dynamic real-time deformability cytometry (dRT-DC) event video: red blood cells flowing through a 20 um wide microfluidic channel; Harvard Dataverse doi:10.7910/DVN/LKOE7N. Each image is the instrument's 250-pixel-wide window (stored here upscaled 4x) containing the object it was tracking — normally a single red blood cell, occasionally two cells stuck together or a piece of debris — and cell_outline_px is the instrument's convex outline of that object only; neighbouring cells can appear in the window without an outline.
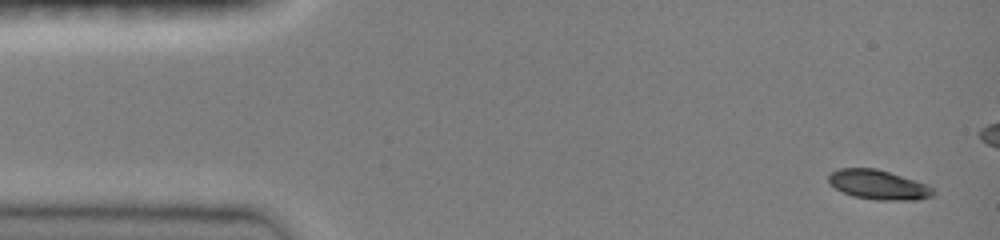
{"species": "common noctule bat (a hibernating species)", "species_latin": "Nyctalus noctula", "temperature_condition": "room temperature", "stored_images_in_passage": 8, "camera_frame_rate_fps": 3000, "um_per_image_px": 0.085, "animal": {"sex": "female", "body_mass_g": 19.0, "forearm_length_mm": 51.5}, "frame": {"image": 1, "passage_image": 1, "time_ms": 0.0, "image_size_px": [1000, 240], "cell_outline_px": [[936, 192], [932, 196], [916, 200], [876, 200], [852, 196], [828, 184], [828, 176], [832, 172], [840, 168], [876, 168], [928, 184]], "centroid_in_image_um": [74.67, 15.71], "position_along_channel_um": 10.3, "area_um2": 18.03}}